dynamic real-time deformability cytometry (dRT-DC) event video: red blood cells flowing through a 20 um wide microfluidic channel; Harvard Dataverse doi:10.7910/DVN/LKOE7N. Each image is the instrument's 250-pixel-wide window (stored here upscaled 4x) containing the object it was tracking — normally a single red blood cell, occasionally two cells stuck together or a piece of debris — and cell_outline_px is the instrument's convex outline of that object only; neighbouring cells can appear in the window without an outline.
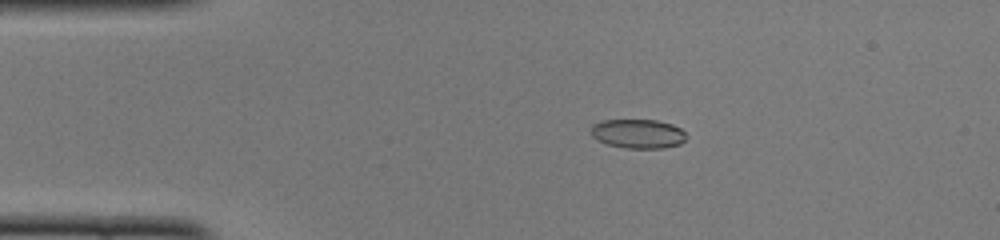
{"species": "common noctule bat (a hibernating species)", "species_latin": "Nyctalus noctula", "temperature_condition": "cold", "stored_images_in_passage": 50, "camera_frame_rate_fps": 3000, "um_per_image_px": 0.085, "animal": {"sex": "female", "body_mass_g": 22.0, "forearm_length_mm": 56.7}, "frame": {"image": 1, "passage_image": 10, "time_ms": 3.0, "image_size_px": [1000, 240], "cell_outline_px": [[688, 136], [680, 144], [664, 148], [624, 148], [608, 144], [596, 140], [592, 136], [592, 124], [604, 120], [656, 120], [672, 124], [680, 128]], "centroid_in_image_um": [54.24, 11.37], "position_along_channel_um": 30.8, "area_um2": 16.24}}
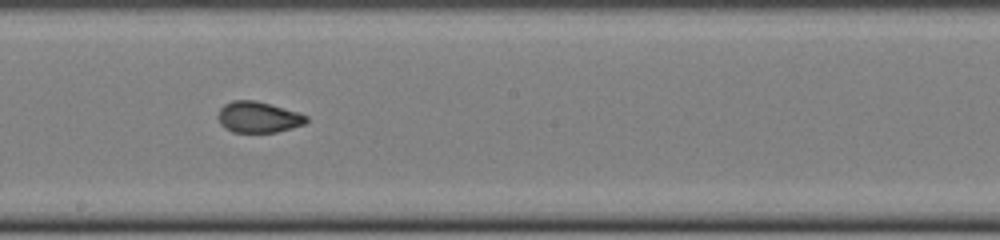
{"frame": {"image": 2, "passage_image": 28, "time_ms": 9.0, "image_size_px": [1000, 240], "cell_outline_px": [[308, 120], [304, 124], [292, 128], [276, 132], [232, 132], [224, 128], [220, 124], [216, 116], [220, 108], [224, 104], [232, 100], [256, 100], [296, 112], [308, 116]], "centroid_in_image_um": [21.9, 9.96], "position_along_channel_um": 226.3, "area_um2": 16.01}}
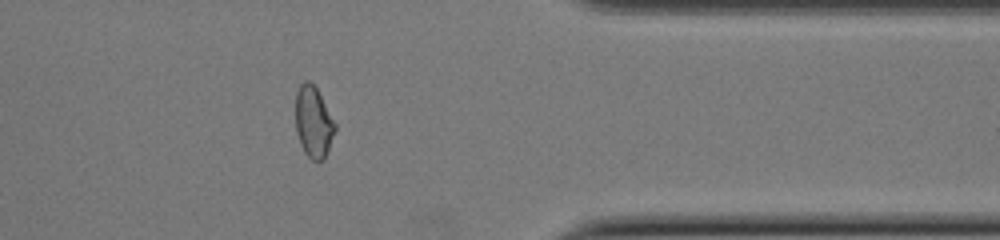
{"frame": {"image": 3, "passage_image": 41, "time_ms": 13.333, "image_size_px": [1000, 240], "cell_outline_px": [[336, 128], [324, 160], [312, 160], [304, 152], [300, 144], [296, 132], [296, 92], [300, 84], [304, 80], [308, 80], [316, 88], [336, 124]], "centroid_in_image_um": [26.63, 10.38], "position_along_channel_um": 384.8, "area_um2": 16.24}, "authors_computed_cell_mechanics": {"area_um2": 16.473, "velocity_mm_per_s": 4.0041, "shape_relaxation_time_tau1_ms": null, "shape_relaxation_time_tau2_ms": 0.9571, "deformation_change_tau1": null, "deformation_change_tau2": 0.0463}}